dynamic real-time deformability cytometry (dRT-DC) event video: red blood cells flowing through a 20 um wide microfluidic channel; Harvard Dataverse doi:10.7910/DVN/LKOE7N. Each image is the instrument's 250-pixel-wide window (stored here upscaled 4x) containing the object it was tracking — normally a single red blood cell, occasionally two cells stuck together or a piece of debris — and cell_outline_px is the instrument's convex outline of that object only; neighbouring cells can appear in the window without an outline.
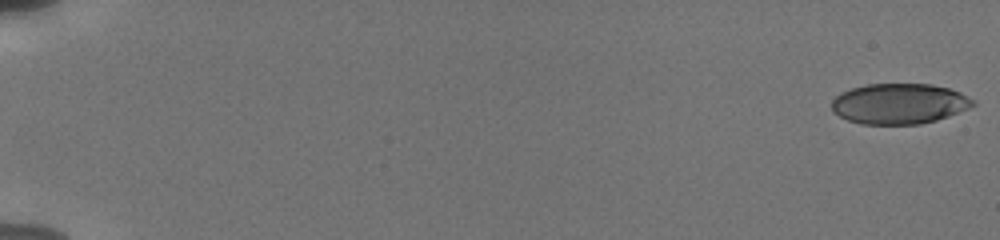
{"species": "human", "species_latin": "Homo sapiens", "temperature_condition": "cold", "stored_images_in_passage": 24, "camera_frame_rate_fps": 3000, "um_per_image_px": 0.085, "donor": {"sex": "male"}, "frame": {"image": 1, "passage_image": 1, "time_ms": 0.0, "image_size_px": [1000, 240], "cell_outline_px": [[976, 104], [968, 108], [948, 116], [936, 120], [920, 124], [860, 124], [848, 120], [832, 112], [832, 100], [840, 92], [852, 88], [868, 84], [932, 84], [948, 88], [960, 92], [976, 100]], "centroid_in_image_um": [76.43, 8.81], "position_along_channel_um": 8.6, "area_um2": 33.41}}
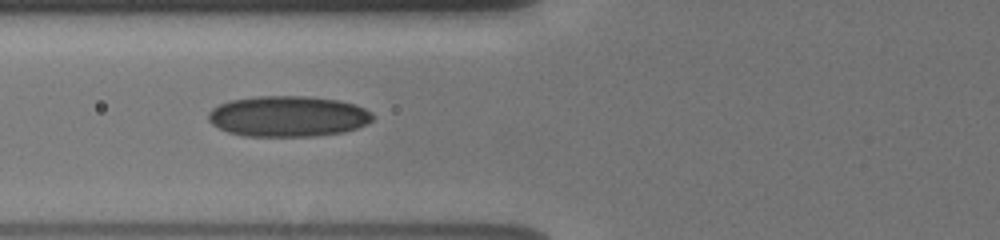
{"frame": {"image": 2, "passage_image": 15, "time_ms": 7.667, "image_size_px": [1000, 240], "cell_outline_px": [[372, 120], [368, 124], [344, 132], [316, 136], [244, 136], [228, 132], [212, 124], [208, 120], [208, 112], [212, 108], [228, 100], [256, 96], [308, 96], [340, 100], [356, 104], [372, 112]], "centroid_in_image_um": [24.48, 9.88], "position_along_channel_um": 101.3, "area_um2": 39.36}}
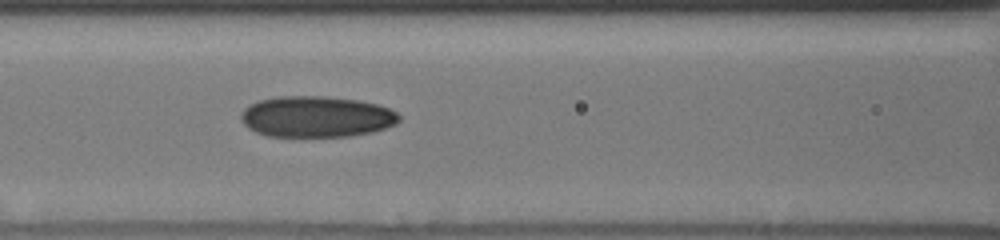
{"frame": {"image": 3, "passage_image": 17, "time_ms": 8.667, "image_size_px": [1000, 240], "cell_outline_px": [[400, 120], [396, 124], [372, 132], [348, 136], [268, 136], [256, 132], [248, 128], [240, 120], [240, 116], [244, 108], [248, 104], [260, 100], [280, 96], [324, 96], [360, 100], [376, 104], [388, 108], [396, 112], [400, 116]], "centroid_in_image_um": [26.87, 9.91], "position_along_channel_um": 139.7, "area_um2": 37.92}}